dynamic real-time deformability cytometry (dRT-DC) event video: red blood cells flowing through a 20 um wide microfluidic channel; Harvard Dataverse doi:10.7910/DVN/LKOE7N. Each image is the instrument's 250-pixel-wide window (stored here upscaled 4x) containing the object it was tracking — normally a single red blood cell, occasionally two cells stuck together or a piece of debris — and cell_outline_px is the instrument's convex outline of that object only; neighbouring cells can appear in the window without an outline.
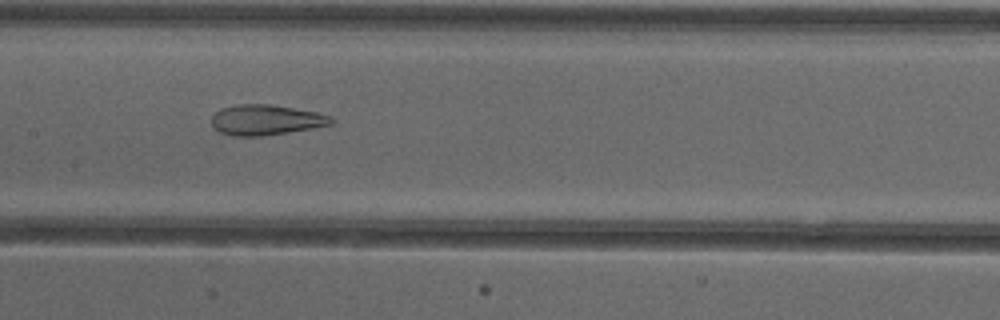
{"species": "common noctule bat (a hibernating species)", "species_latin": "Nyctalus noctula", "temperature_condition": "cold", "stored_images_in_passage": 43, "camera_frame_rate_fps": 3000, "um_per_image_px": 0.085, "animal": {"sex": "female"}, "frame": {"image": 1, "passage_image": 17, "time_ms": 5.333, "image_size_px": [1000, 320], "cell_outline_px": [[336, 120], [332, 124], [312, 128], [264, 136], [232, 136], [220, 132], [212, 124], [212, 116], [220, 108], [236, 104], [268, 104], [316, 112], [332, 116]], "centroid_in_image_um": [22.61, 10.19], "position_along_channel_um": 184.8, "area_um2": 21.15}}
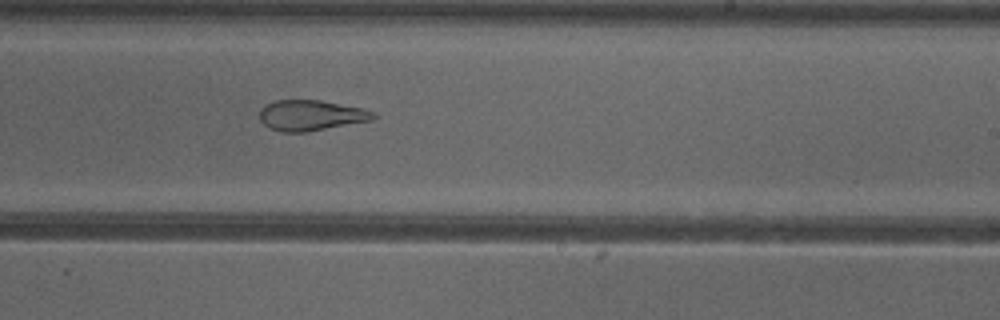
{"frame": {"image": 2, "passage_image": 23, "time_ms": 7.333, "image_size_px": [1000, 320], "cell_outline_px": [[376, 116], [372, 120], [308, 132], [280, 132], [268, 128], [260, 120], [260, 108], [264, 104], [276, 100], [320, 100], [364, 108], [376, 112]], "centroid_in_image_um": [26.42, 9.8], "position_along_channel_um": 262.6, "area_um2": 20.52}}
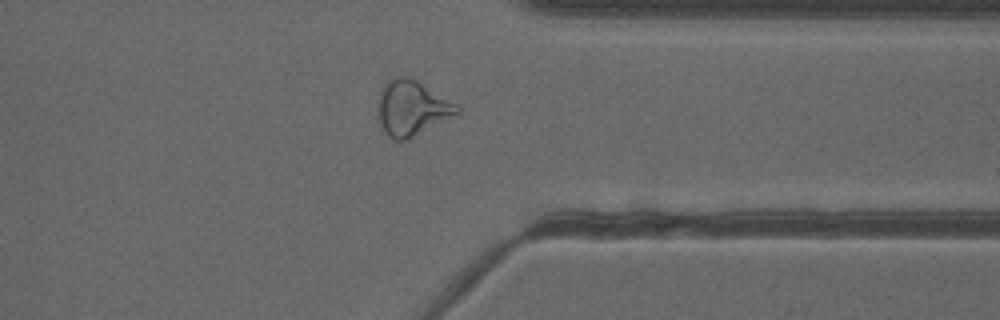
{"frame": {"image": 3, "passage_image": 32, "time_ms": 10.333, "image_size_px": [1000, 320], "cell_outline_px": [[460, 112], [456, 116], [408, 140], [392, 140], [388, 136], [380, 124], [376, 116], [380, 92], [384, 84], [388, 80], [396, 76], [408, 76], [416, 80], [456, 104], [460, 108]], "centroid_in_image_um": [34.99, 9.21], "position_along_channel_um": 376.4, "area_um2": 25.66}, "authors_computed_cell_mechanics": {"area_um2": 25.3742, "velocity_mm_per_s": 3.9152, "shape_relaxation_time_tau1_ms": null, "shape_relaxation_time_tau2_ms": 1.5029, "deformation_change_tau1": null, "deformation_change_tau2": 0.1034}}